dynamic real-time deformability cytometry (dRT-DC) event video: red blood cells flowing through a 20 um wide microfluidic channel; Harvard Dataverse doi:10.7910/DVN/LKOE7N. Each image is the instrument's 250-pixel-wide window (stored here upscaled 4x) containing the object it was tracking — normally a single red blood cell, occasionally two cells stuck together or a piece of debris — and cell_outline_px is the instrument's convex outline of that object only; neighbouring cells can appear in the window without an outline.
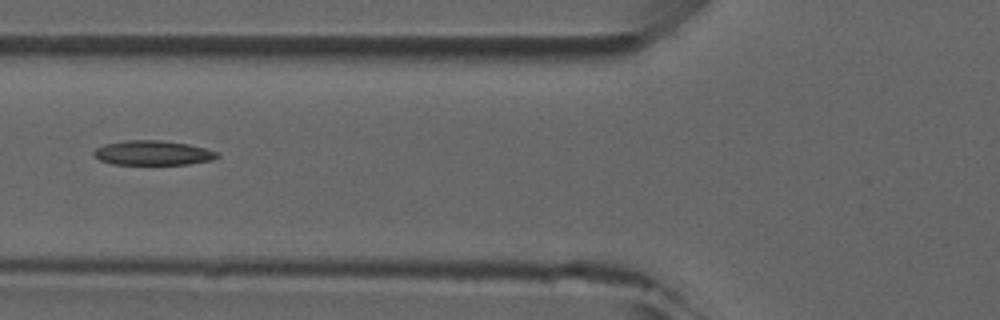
{"species": "common noctule bat (a hibernating species)", "species_latin": "Nyctalus noctula", "temperature_condition": "room temperature", "stored_images_in_passage": 6, "camera_frame_rate_fps": 3000, "um_per_image_px": 0.085, "animal": {"sex": "male", "forearm_length_mm": 52.5}, "frame": {"image": 1, "passage_image": 6, "time_ms": 5.667, "image_size_px": [1000, 320], "cell_outline_px": [[220, 156], [212, 160], [188, 164], [112, 164], [100, 160], [92, 152], [96, 148], [104, 144], [124, 140], [160, 140], [188, 144], [220, 152]], "centroid_in_image_um": [13.01, 12.99], "position_along_channel_um": 112.8, "area_um2": 17.69}}